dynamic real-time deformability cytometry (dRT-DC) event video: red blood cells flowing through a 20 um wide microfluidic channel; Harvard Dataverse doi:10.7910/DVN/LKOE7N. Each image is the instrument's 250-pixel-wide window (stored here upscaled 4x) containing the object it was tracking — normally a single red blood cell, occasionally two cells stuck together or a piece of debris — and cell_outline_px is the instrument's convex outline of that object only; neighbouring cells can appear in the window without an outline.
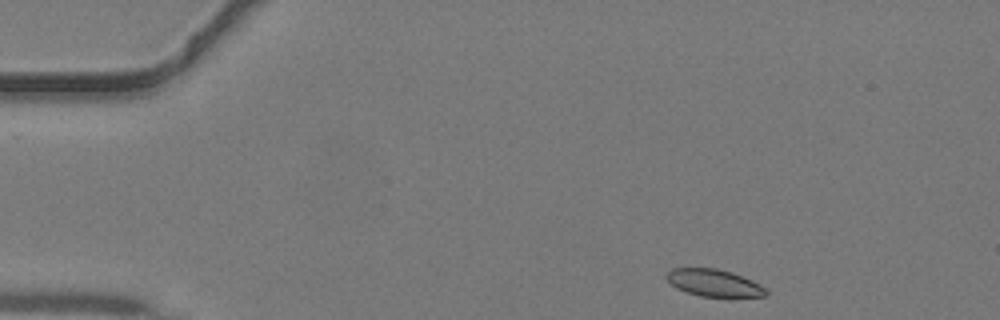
{"species": "common noctule bat (a hibernating species)", "species_latin": "Nyctalus noctula", "temperature_condition": "warm", "stored_images_in_passage": 38, "camera_frame_rate_fps": 3000, "um_per_image_px": 0.085, "animal": {"sex": "male", "body_mass_g": 19.2, "forearm_length_mm": 51.8}, "frame": {"image": 1, "passage_image": 1, "time_ms": 0.0, "image_size_px": [1000, 320], "cell_outline_px": [[768, 296], [700, 296], [676, 288], [664, 276], [672, 268], [716, 268], [732, 272], [752, 280], [760, 284], [768, 292]], "centroid_in_image_um": [60.68, 24.03], "position_along_channel_um": 24.3, "area_um2": 15.55}}
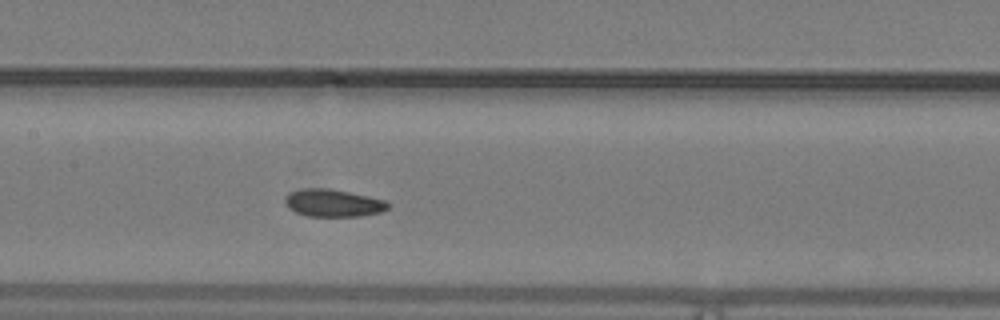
{"frame": {"image": 2, "passage_image": 16, "time_ms": 5.0, "image_size_px": [1000, 320], "cell_outline_px": [[392, 204], [388, 208], [380, 212], [360, 216], [308, 216], [296, 212], [288, 208], [284, 200], [292, 192], [304, 188], [324, 188], [348, 192], [368, 196], [384, 200]], "centroid_in_image_um": [28.34, 17.26], "position_along_channel_um": 179.1, "area_um2": 16.24}}
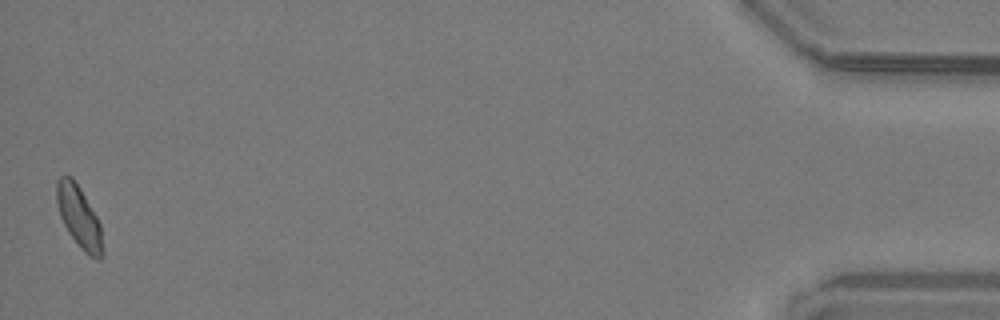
{"frame": {"image": 3, "passage_image": 38, "time_ms": 12.333, "image_size_px": [1000, 320], "cell_outline_px": [[104, 256], [100, 260], [96, 260], [84, 252], [80, 248], [68, 232], [60, 216], [56, 200], [56, 180], [64, 172], [72, 176], [80, 188], [96, 216], [100, 224], [104, 252]], "centroid_in_image_um": [6.71, 18.44], "position_along_channel_um": 428.5, "area_um2": 16.82}}